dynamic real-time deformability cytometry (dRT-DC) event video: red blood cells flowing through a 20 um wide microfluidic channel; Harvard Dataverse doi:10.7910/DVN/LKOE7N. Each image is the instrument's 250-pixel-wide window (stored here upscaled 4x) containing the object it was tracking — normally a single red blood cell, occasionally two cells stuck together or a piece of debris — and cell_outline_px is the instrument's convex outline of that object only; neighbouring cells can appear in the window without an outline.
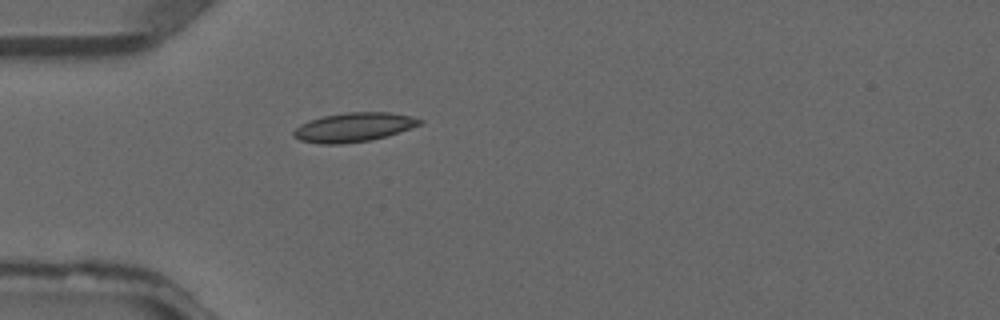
{"species": "common noctule bat (a hibernating species)", "species_latin": "Nyctalus noctula", "temperature_condition": "warm", "stored_images_in_passage": 2, "camera_frame_rate_fps": 3000, "um_per_image_px": 0.085, "animal": {"sex": "male", "forearm_length_mm": 52.5}, "frame": {"image": 1, "passage_image": 2, "time_ms": 0.333, "image_size_px": [1000, 320], "cell_outline_px": [[424, 120], [420, 124], [388, 136], [372, 140], [344, 144], [320, 144], [300, 140], [292, 136], [292, 132], [300, 124], [308, 120], [324, 116], [344, 112], [388, 112], [408, 116]], "centroid_in_image_um": [30.01, 10.82], "position_along_channel_um": 55.0, "area_um2": 21.44}}